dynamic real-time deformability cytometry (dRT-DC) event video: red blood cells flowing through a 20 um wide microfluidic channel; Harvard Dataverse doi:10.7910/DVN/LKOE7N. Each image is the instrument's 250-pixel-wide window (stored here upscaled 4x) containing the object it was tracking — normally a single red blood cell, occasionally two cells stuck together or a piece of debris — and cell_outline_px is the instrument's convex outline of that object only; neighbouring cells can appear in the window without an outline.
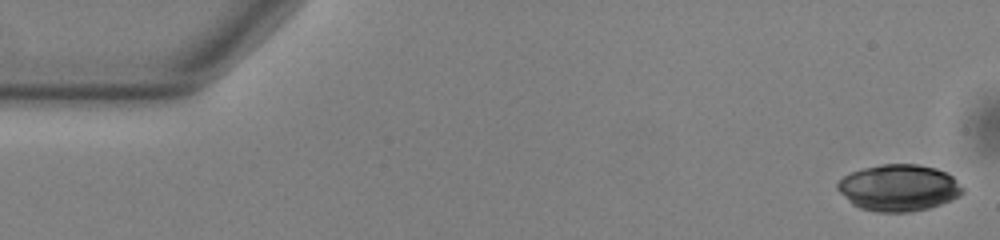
{"species": "common noctule bat (a hibernating species)", "species_latin": "Nyctalus noctula", "temperature_condition": "warm", "stored_images_in_passage": 47, "camera_frame_rate_fps": 3000, "um_per_image_px": 0.085, "animal": {"sex": "male", "body_mass_g": 13.0, "forearm_length_mm": 53.1}, "frame": {"image": 1, "passage_image": 1, "time_ms": 0.0, "image_size_px": [1000, 240], "cell_outline_px": [[964, 192], [960, 196], [940, 204], [928, 208], [908, 212], [876, 212], [860, 208], [852, 204], [836, 188], [836, 184], [844, 176], [852, 172], [864, 168], [880, 164], [916, 164], [936, 168], [948, 172], [964, 188]], "centroid_in_image_um": [76.41, 15.96], "position_along_channel_um": 8.6, "area_um2": 33.99}}
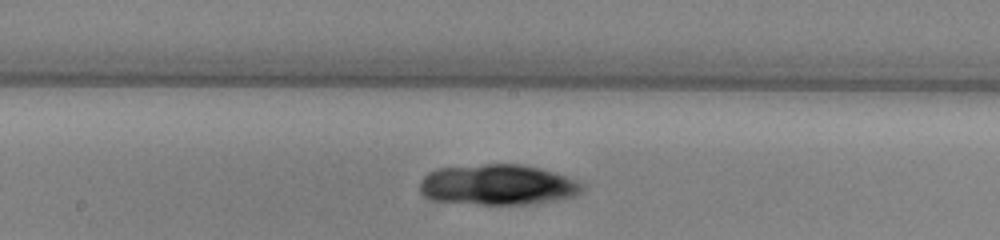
{"frame": {"image": 2, "passage_image": 27, "time_ms": 8.667, "image_size_px": [1000, 240], "cell_outline_px": [[584, 188], [576, 196], [556, 200], [528, 204], [480, 204], [432, 200], [424, 196], [420, 192], [420, 180], [428, 172], [436, 168], [484, 164], [520, 164], [540, 168], [556, 172], [568, 176], [584, 184]], "centroid_in_image_um": [42.32, 15.7], "position_along_channel_um": 205.9, "area_um2": 38.67}}
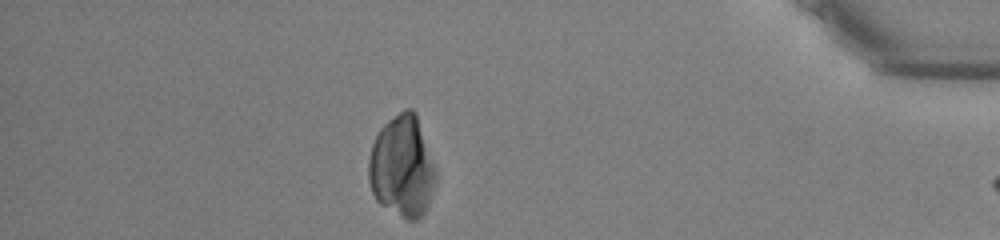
{"frame": {"image": 3, "passage_image": 46, "time_ms": 15.0, "image_size_px": [1000, 240], "cell_outline_px": [[436, 180], [428, 204], [424, 212], [416, 220], [408, 220], [380, 204], [376, 200], [372, 192], [368, 180], [368, 156], [372, 144], [380, 128], [388, 120], [404, 108], [412, 108], [416, 112], [436, 172]], "centroid_in_image_um": [34.16, 14.14], "position_along_channel_um": 401.0, "area_um2": 39.59}}